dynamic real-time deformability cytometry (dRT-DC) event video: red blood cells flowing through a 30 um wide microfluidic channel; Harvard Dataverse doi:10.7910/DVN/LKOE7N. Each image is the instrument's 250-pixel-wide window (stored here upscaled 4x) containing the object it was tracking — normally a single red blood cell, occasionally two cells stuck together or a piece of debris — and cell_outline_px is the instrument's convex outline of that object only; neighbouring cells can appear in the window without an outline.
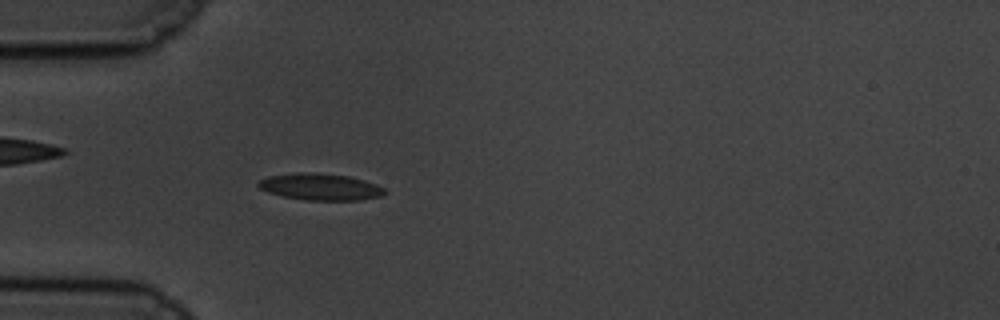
{"species": "common noctule bat (a hibernating species)", "species_latin": "Nyctalus noctula", "temperature_condition": "cold", "stored_images_in_passage": 49, "camera_frame_rate_fps": 3000, "um_per_image_px": 0.085, "animal": {"sex": "male", "body_mass_g": 19.5, "forearm_length_mm": 54.6}, "frame": {"image": 1, "passage_image": 8, "time_ms": 2.333, "image_size_px": [1000, 320], "cell_outline_px": [[388, 192], [380, 196], [360, 200], [304, 200], [284, 196], [268, 192], [260, 188], [256, 184], [260, 180], [268, 176], [300, 172], [312, 172], [348, 176], [364, 180], [376, 184], [384, 188]], "centroid_in_image_um": [27.24, 15.88], "position_along_channel_um": 57.8, "area_um2": 19.59}}
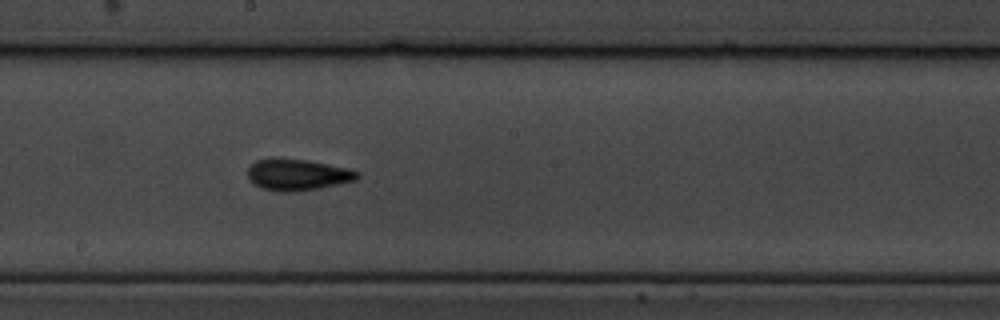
{"frame": {"image": 2, "passage_image": 23, "time_ms": 7.333, "image_size_px": [1000, 320], "cell_outline_px": [[360, 176], [356, 180], [320, 188], [296, 192], [280, 192], [260, 188], [252, 184], [248, 176], [248, 168], [256, 160], [304, 160], [348, 168], [360, 172]], "centroid_in_image_um": [25.31, 14.89], "position_along_channel_um": 222.9, "area_um2": 19.71}}
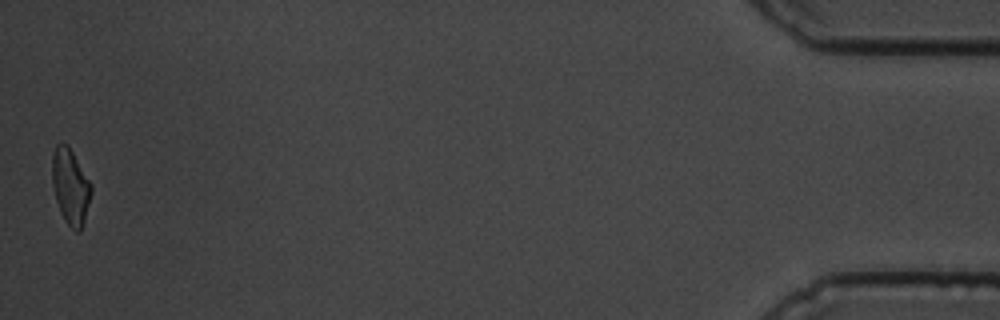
{"frame": {"image": 3, "passage_image": 49, "time_ms": 16.0, "image_size_px": [1000, 320], "cell_outline_px": [[92, 192], [84, 220], [80, 232], [76, 232], [64, 220], [60, 212], [56, 200], [52, 184], [52, 156], [56, 144], [68, 144], [92, 184]], "centroid_in_image_um": [5.99, 15.85], "position_along_channel_um": 429.2, "area_um2": 17.22}, "authors_computed_cell_mechanics": {"area_um2": 18.5538, "velocity_mm_per_s": 3.4043, "shape_relaxation_time_tau1_ms": 5.8349, "shape_relaxation_time_tau2_ms": 3.5588, "deformation_change_tau1": 0.1575, "deformation_change_tau2": 0.1076}}